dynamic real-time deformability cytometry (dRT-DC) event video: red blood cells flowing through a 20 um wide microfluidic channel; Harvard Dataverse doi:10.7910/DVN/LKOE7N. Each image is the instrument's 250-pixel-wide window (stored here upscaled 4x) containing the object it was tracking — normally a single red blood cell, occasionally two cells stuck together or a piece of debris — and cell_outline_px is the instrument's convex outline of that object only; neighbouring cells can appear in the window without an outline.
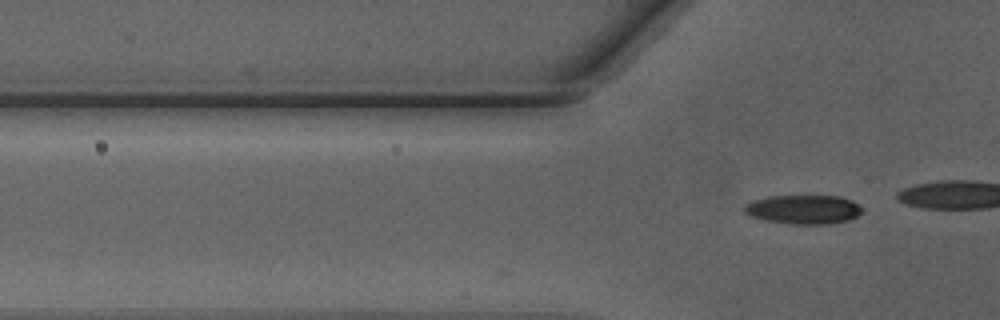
{"species": "Egyptian fruit bat (a non-hibernating species)", "species_latin": "Rousettus aegyptiacus", "temperature_condition": "warm", "stored_images_in_passage": 13, "camera_frame_rate_fps": 3000, "um_per_image_px": 0.085, "animal": {"sex": "male"}, "frame": {"image": 1, "passage_image": 13, "time_ms": 4.0, "image_size_px": [1000, 320], "cell_outline_px": [[860, 212], [856, 216], [848, 220], [828, 224], [792, 224], [764, 220], [752, 216], [744, 212], [744, 204], [752, 200], [768, 196], [840, 196], [852, 200], [860, 208]], "centroid_in_image_um": [68.24, 17.8], "position_along_channel_um": 57.6, "area_um2": 19.83}}